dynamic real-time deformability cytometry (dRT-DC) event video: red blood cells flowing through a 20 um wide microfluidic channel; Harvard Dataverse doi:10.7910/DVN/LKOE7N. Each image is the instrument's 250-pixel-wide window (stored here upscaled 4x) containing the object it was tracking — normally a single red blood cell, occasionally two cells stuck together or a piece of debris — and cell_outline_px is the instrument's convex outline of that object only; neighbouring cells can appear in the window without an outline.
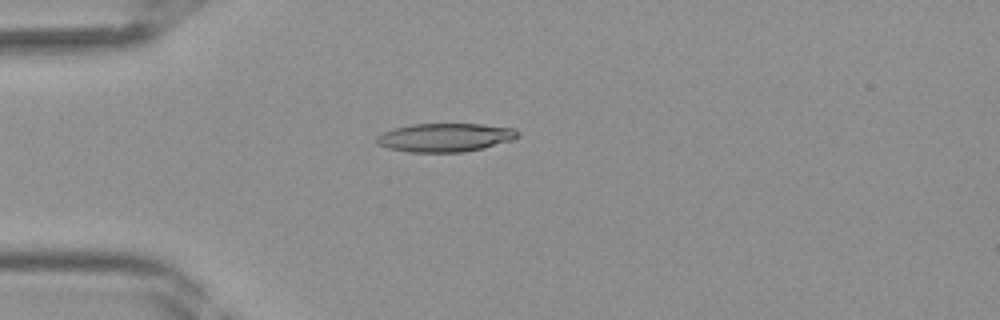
{"species": "Egyptian fruit bat (a non-hibernating species)", "species_latin": "Rousettus aegyptiacus", "temperature_condition": "room temperature", "stored_images_in_passage": 31, "camera_frame_rate_fps": 3000, "um_per_image_px": 0.085, "frame": {"image": 1, "passage_image": 1, "time_ms": 0.0, "image_size_px": [1000, 320], "cell_outline_px": [[520, 136], [512, 140], [484, 148], [464, 152], [408, 152], [388, 148], [376, 144], [376, 136], [392, 128], [412, 124], [480, 124], [512, 128], [520, 132]], "centroid_in_image_um": [37.82, 11.69], "position_along_channel_um": 47.2, "area_um2": 23.58}}
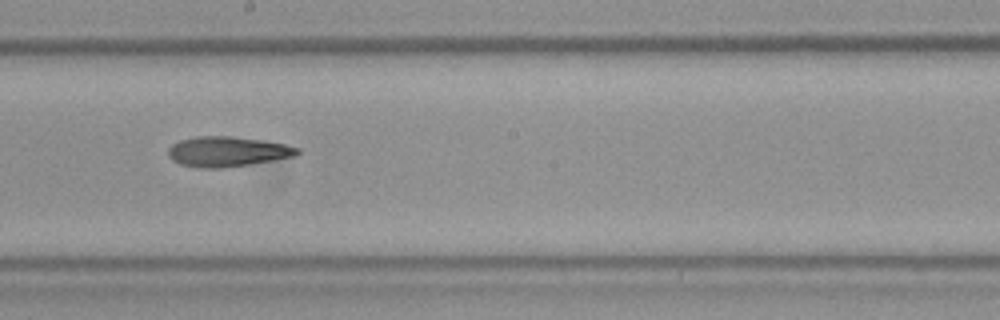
{"frame": {"image": 2, "passage_image": 13, "time_ms": 4.0, "image_size_px": [1000, 320], "cell_outline_px": [[300, 152], [296, 156], [248, 164], [220, 168], [200, 168], [180, 164], [172, 160], [168, 156], [168, 148], [172, 144], [180, 140], [196, 136], [232, 136], [260, 140], [284, 144], [300, 148]], "centroid_in_image_um": [19.3, 12.88], "position_along_channel_um": 228.9, "area_um2": 22.54}}
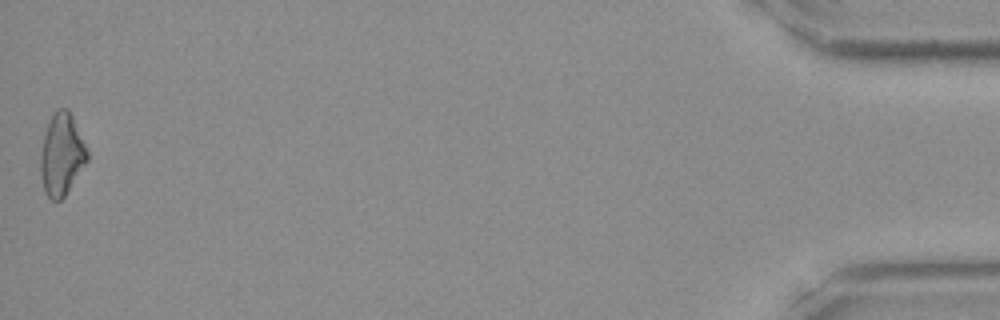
{"frame": {"image": 3, "passage_image": 31, "time_ms": 10.0, "image_size_px": [1000, 320], "cell_outline_px": [[88, 160], [64, 196], [60, 200], [52, 200], [44, 192], [40, 172], [40, 156], [44, 136], [48, 124], [56, 108], [68, 108], [72, 116], [88, 152]], "centroid_in_image_um": [5.23, 13.14], "position_along_channel_um": 430.0, "area_um2": 21.96}}